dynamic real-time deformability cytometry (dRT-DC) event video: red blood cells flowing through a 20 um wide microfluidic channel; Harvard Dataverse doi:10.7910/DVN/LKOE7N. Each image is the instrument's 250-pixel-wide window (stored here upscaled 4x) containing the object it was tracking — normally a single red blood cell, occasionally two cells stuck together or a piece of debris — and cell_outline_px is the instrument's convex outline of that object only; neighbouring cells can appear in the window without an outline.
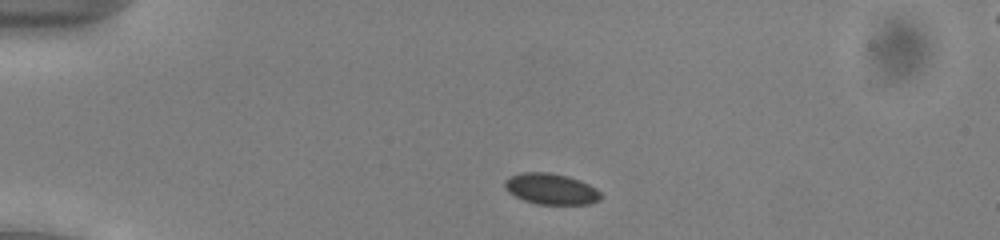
{"species": "common noctule bat (a hibernating species)", "species_latin": "Nyctalus noctula", "temperature_condition": "cold", "stored_images_in_passage": 43, "camera_frame_rate_fps": 3000, "um_per_image_px": 0.085, "animal": {"sex": "male", "body_mass_g": 13.0, "forearm_length_mm": 53.1}, "frame": {"image": 1, "passage_image": 3, "time_ms": 0.667, "image_size_px": [1000, 240], "cell_outline_px": [[604, 196], [600, 200], [588, 204], [536, 204], [524, 200], [508, 192], [504, 188], [504, 180], [520, 172], [548, 172], [568, 176], [580, 180], [596, 188]], "centroid_in_image_um": [46.85, 16.06], "position_along_channel_um": 38.2, "area_um2": 17.46}}
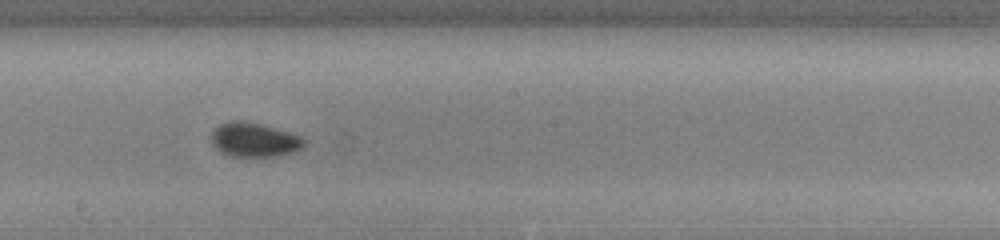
{"frame": {"image": 2, "passage_image": 21, "time_ms": 6.667, "image_size_px": [1000, 240], "cell_outline_px": [[308, 144], [296, 152], [276, 156], [232, 156], [220, 152], [212, 144], [212, 132], [220, 124], [232, 120], [244, 120], [260, 124], [288, 132], [300, 136], [308, 140]], "centroid_in_image_um": [21.66, 11.89], "position_along_channel_um": 226.5, "area_um2": 18.61}}
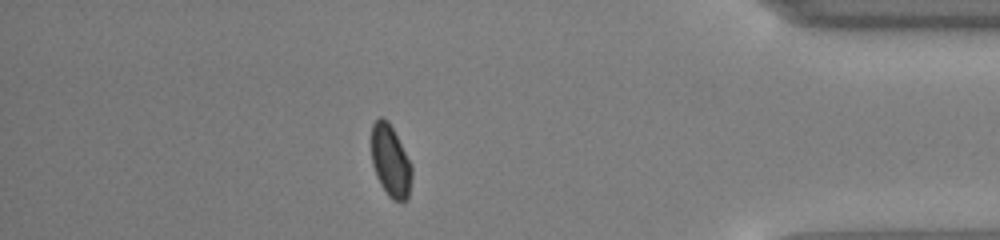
{"frame": {"image": 3, "passage_image": 37, "time_ms": 12.0, "image_size_px": [1000, 240], "cell_outline_px": [[412, 176], [408, 200], [392, 200], [388, 196], [380, 184], [376, 176], [372, 164], [372, 124], [380, 116], [388, 120], [412, 164]], "centroid_in_image_um": [33.2, 13.7], "position_along_channel_um": 402.0, "area_um2": 16.99}, "authors_computed_cell_mechanics": {"area_um2": 17.5134, "velocity_mm_per_s": 3.919, "shape_relaxation_time_tau1_ms": 1.7559, "shape_relaxation_time_tau2_ms": null, "deformation_change_tau1": 0.0493, "deformation_change_tau2": null}}